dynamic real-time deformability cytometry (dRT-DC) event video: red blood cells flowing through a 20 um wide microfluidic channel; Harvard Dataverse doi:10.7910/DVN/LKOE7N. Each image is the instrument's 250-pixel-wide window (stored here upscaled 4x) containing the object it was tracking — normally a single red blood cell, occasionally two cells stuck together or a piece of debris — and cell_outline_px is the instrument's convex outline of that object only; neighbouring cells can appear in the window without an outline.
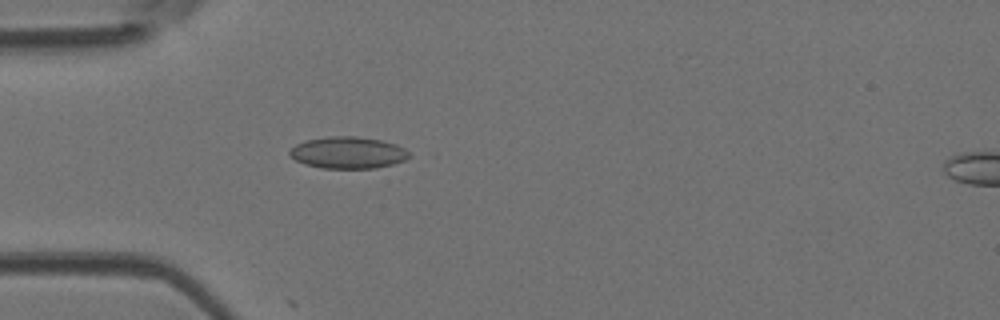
{"species": "Egyptian fruit bat (a non-hibernating species)", "species_latin": "Rousettus aegyptiacus", "temperature_condition": "room temperature", "stored_images_in_passage": 14, "camera_frame_rate_fps": 3000, "um_per_image_px": 0.085, "animal": {"sex": "female"}, "frame": {"image": 1, "passage_image": 7, "time_ms": 2.0, "image_size_px": [1000, 320], "cell_outline_px": [[408, 156], [404, 160], [392, 164], [376, 168], [320, 168], [304, 164], [296, 160], [288, 152], [296, 144], [304, 140], [328, 136], [356, 136], [380, 140], [396, 144], [404, 148], [408, 152]], "centroid_in_image_um": [29.54, 12.97], "position_along_channel_um": 55.5, "area_um2": 22.02}}
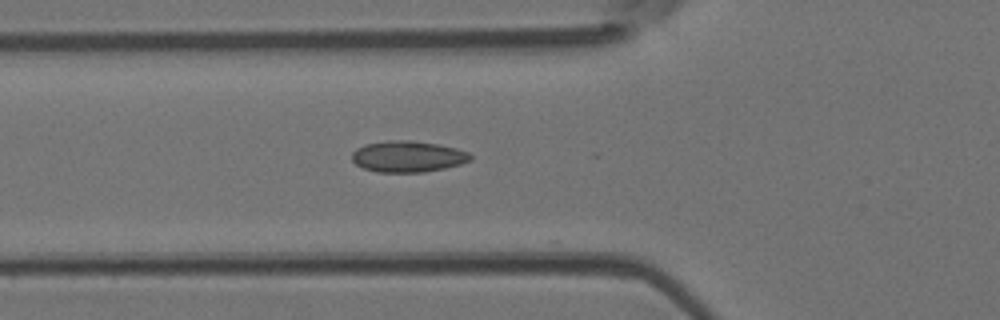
{"frame": {"image": 2, "passage_image": 10, "time_ms": 3.0, "image_size_px": [1000, 320], "cell_outline_px": [[472, 160], [460, 164], [444, 168], [424, 172], [376, 172], [364, 168], [356, 164], [352, 160], [352, 152], [356, 148], [364, 144], [388, 140], [408, 140], [436, 144], [456, 148], [468, 152], [472, 156]], "centroid_in_image_um": [34.65, 13.3], "position_along_channel_um": 91.2, "area_um2": 21.56}}
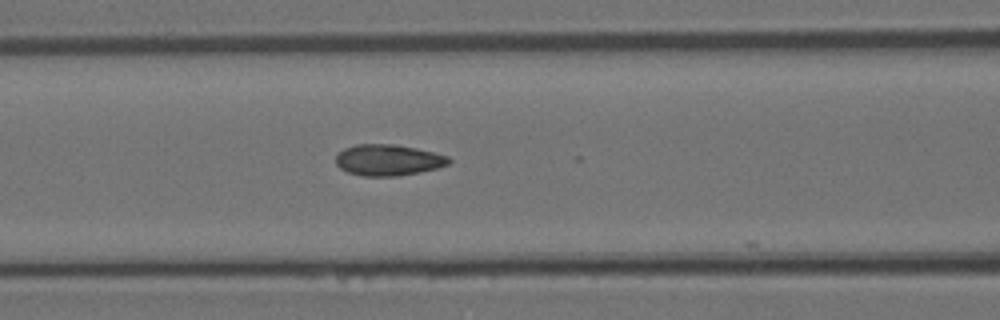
{"frame": {"image": 3, "passage_image": 13, "time_ms": 4.0, "image_size_px": [1000, 320], "cell_outline_px": [[452, 160], [448, 164], [436, 168], [420, 172], [400, 176], [360, 176], [348, 172], [340, 168], [336, 164], [336, 156], [344, 148], [356, 144], [392, 144], [416, 148], [448, 156]], "centroid_in_image_um": [32.98, 13.61], "position_along_channel_um": 133.6, "area_um2": 20.52}}